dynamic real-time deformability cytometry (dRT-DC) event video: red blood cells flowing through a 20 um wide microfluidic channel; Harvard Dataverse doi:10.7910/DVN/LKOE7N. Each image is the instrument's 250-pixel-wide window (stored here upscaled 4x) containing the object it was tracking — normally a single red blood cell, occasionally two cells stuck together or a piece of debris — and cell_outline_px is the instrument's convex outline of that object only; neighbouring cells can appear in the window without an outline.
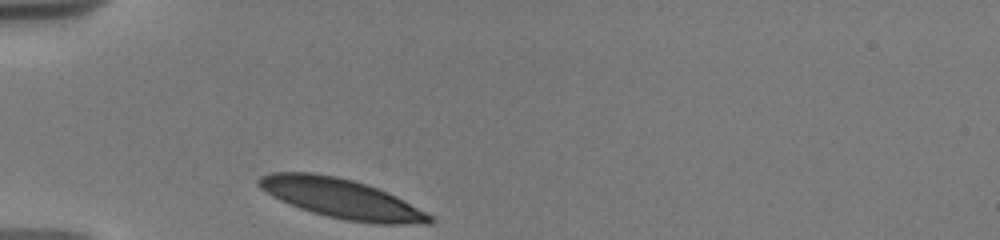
{"species": "human", "species_latin": "Homo sapiens", "temperature_condition": "warm", "stored_images_in_passage": 32, "camera_frame_rate_fps": 3000, "um_per_image_px": 0.085, "donor": {"sex": "male"}, "frame": {"image": 1, "passage_image": 1, "time_ms": 0.0, "image_size_px": [1000, 240], "cell_outline_px": [[436, 220], [432, 224], [376, 224], [348, 220], [328, 216], [312, 212], [288, 204], [272, 196], [260, 188], [256, 184], [256, 180], [260, 176], [272, 172], [312, 172], [336, 176], [352, 180], [388, 192], [436, 216]], "centroid_in_image_um": [29.06, 16.88], "position_along_channel_um": 55.9, "area_um2": 39.59}}
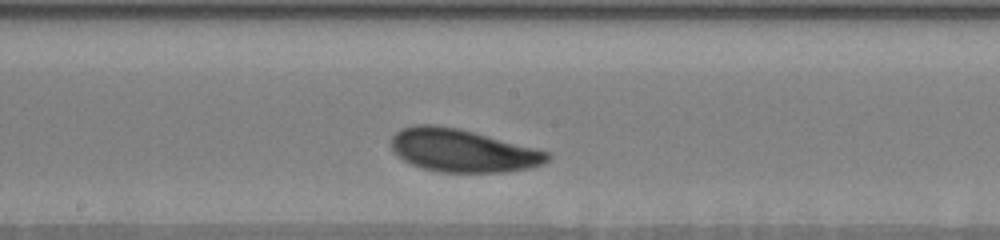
{"frame": {"image": 2, "passage_image": 16, "time_ms": 4.667, "image_size_px": [1000, 240], "cell_outline_px": [[552, 156], [544, 164], [532, 168], [504, 172], [440, 172], [424, 168], [412, 164], [404, 160], [392, 152], [392, 136], [400, 128], [416, 124], [436, 124], [460, 128], [536, 148], [548, 152]], "centroid_in_image_um": [39.33, 12.79], "position_along_channel_um": 208.9, "area_um2": 39.3}}
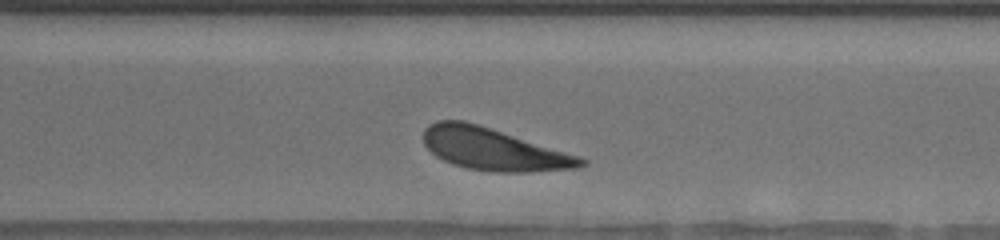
{"frame": {"image": 3, "passage_image": 26, "time_ms": 8.0, "image_size_px": [1000, 240], "cell_outline_px": [[588, 164], [580, 168], [528, 172], [496, 172], [468, 168], [452, 164], [436, 156], [424, 144], [424, 128], [428, 124], [436, 120], [464, 120], [580, 156], [588, 160]], "centroid_in_image_um": [41.96, 12.69], "position_along_channel_um": 328.6, "area_um2": 38.55}, "authors_computed_cell_mechanics": {"area_um2": 39.1884, "velocity_mm_per_s": 3.5992, "shape_relaxation_time_tau1_ms": 1.9935, "shape_relaxation_time_tau2_ms": null, "deformation_change_tau1": 0.0979, "deformation_change_tau2": null}}